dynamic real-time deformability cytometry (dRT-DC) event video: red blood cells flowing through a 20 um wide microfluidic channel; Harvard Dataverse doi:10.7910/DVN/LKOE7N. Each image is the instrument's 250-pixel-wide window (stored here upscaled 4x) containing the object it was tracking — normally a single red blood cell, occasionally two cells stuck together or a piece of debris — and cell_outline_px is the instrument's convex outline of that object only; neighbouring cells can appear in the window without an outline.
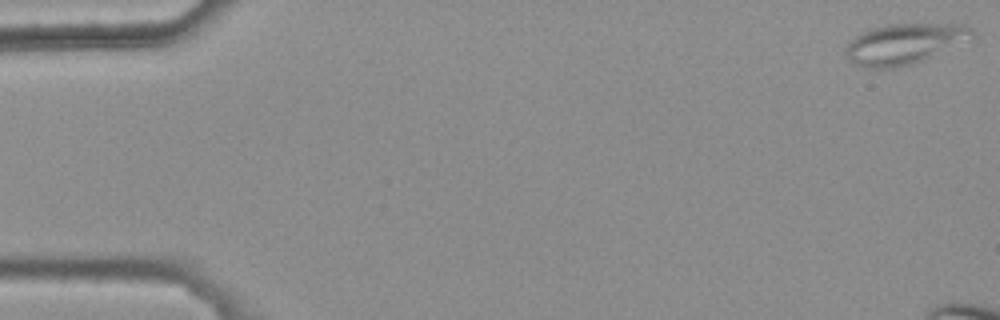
{"species": "common noctule bat (a hibernating species)", "species_latin": "Nyctalus noctula", "temperature_condition": "warm", "stored_images_in_passage": 10, "camera_frame_rate_fps": 3000, "um_per_image_px": 0.085, "animal": {"sex": "female", "body_mass_g": 25.1}, "frame": {"image": 1, "passage_image": 1, "time_ms": 0.0, "image_size_px": [1000, 320], "cell_outline_px": [[976, 32], [972, 36], [924, 60], [912, 64], [892, 68], [864, 68], [848, 60], [844, 52], [844, 48], [848, 40], [872, 28], [888, 24], [968, 24]], "centroid_in_image_um": [76.79, 3.72], "position_along_channel_um": 8.2, "area_um2": 29.65}}